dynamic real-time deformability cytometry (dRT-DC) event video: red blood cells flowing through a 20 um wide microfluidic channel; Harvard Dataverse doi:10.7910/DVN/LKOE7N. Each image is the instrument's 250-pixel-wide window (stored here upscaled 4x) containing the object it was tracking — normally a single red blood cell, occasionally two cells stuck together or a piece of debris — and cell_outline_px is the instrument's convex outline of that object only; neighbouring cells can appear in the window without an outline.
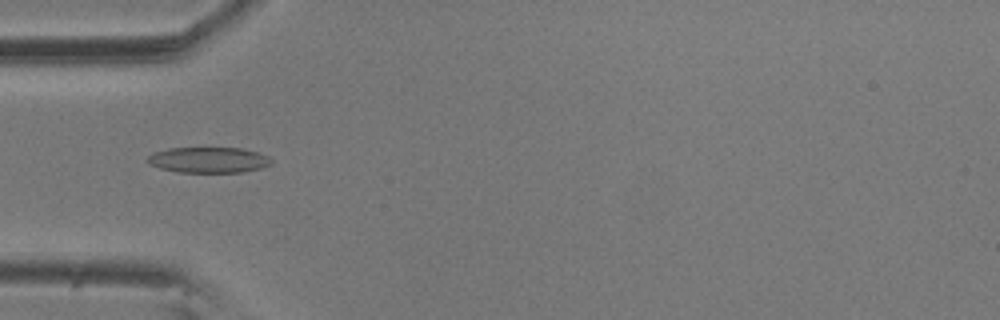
{"species": "common noctule bat (a hibernating species)", "species_latin": "Nyctalus noctula", "temperature_condition": "room temperature", "stored_images_in_passage": 57, "camera_frame_rate_fps": 3000, "um_per_image_px": 0.085, "animal": {"sex": "male", "body_mass_g": 20.5, "forearm_length_mm": 52.5}, "frame": {"image": 1, "passage_image": 18, "time_ms": 5.667, "image_size_px": [1000, 320], "cell_outline_px": [[272, 164], [260, 168], [244, 172], [176, 172], [160, 168], [148, 164], [144, 160], [152, 152], [168, 148], [240, 148], [256, 152], [268, 156], [272, 160]], "centroid_in_image_um": [17.67, 13.6], "position_along_channel_um": 67.3, "area_um2": 18.67}}
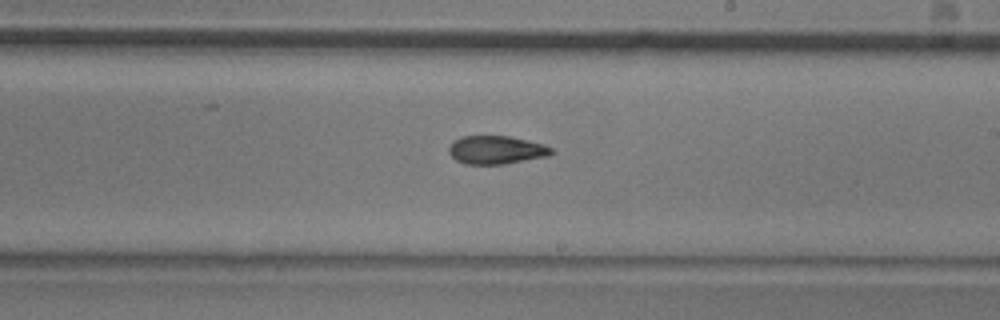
{"frame": {"image": 2, "passage_image": 33, "time_ms": 10.667, "image_size_px": [1000, 320], "cell_outline_px": [[552, 152], [548, 156], [504, 164], [464, 164], [456, 160], [448, 152], [448, 148], [452, 140], [460, 136], [508, 136], [528, 140], [544, 144], [552, 148]], "centroid_in_image_um": [42.14, 12.74], "position_along_channel_um": 246.9, "area_um2": 16.99}}
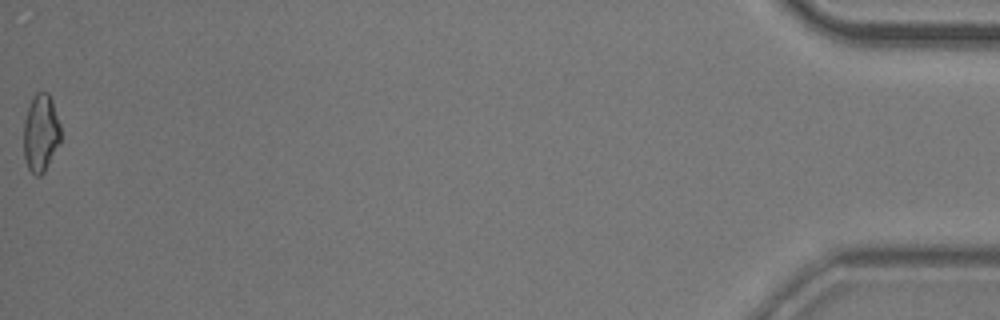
{"frame": {"image": 3, "passage_image": 57, "time_ms": 18.667, "image_size_px": [1000, 320], "cell_outline_px": [[60, 140], [44, 172], [40, 176], [36, 176], [28, 168], [24, 156], [24, 120], [32, 96], [36, 92], [48, 92], [52, 100], [60, 124]], "centroid_in_image_um": [3.45, 11.28], "position_along_channel_um": 431.7, "area_um2": 16.59}, "authors_computed_cell_mechanics": {"area_um2": 17.3978, "velocity_mm_per_s": 3.5662, "shape_relaxation_time_tau1_ms": null, "shape_relaxation_time_tau2_ms": 2.9881, "deformation_change_tau1": null, "deformation_change_tau2": 0.0943}}